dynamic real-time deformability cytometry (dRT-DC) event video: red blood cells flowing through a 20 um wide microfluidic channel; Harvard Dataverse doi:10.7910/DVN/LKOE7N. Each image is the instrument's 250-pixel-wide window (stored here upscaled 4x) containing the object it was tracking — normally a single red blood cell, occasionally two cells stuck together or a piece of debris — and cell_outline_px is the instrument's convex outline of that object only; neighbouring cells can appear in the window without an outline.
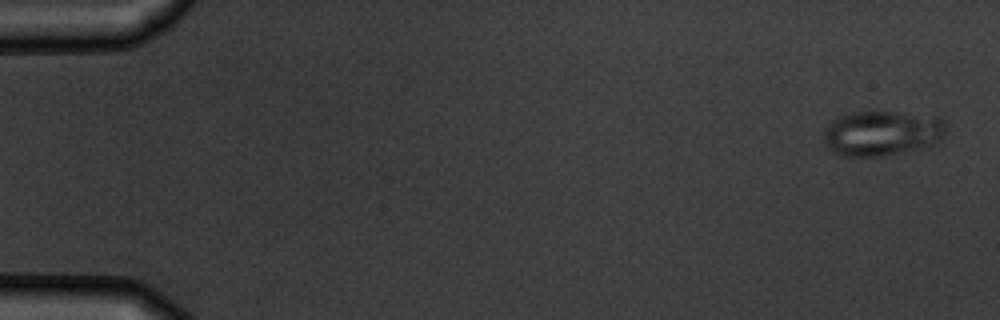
{"species": "common noctule bat (a hibernating species)", "species_latin": "Nyctalus noctula", "temperature_condition": "warm", "stored_images_in_passage": 7, "camera_frame_rate_fps": 3000, "um_per_image_px": 0.085, "animal": {"sex": "male", "body_mass_g": 19.5, "forearm_length_mm": 54.6}, "frame": {"image": 1, "passage_image": 1, "time_ms": 0.0, "image_size_px": [1000, 320], "cell_outline_px": [[944, 136], [940, 140], [932, 144], [920, 148], [880, 156], [840, 156], [832, 152], [824, 144], [824, 128], [832, 120], [840, 116], [852, 112], [896, 112], [940, 116], [944, 120]], "centroid_in_image_um": [74.94, 11.31], "position_along_channel_um": 10.1, "area_um2": 32.19}}